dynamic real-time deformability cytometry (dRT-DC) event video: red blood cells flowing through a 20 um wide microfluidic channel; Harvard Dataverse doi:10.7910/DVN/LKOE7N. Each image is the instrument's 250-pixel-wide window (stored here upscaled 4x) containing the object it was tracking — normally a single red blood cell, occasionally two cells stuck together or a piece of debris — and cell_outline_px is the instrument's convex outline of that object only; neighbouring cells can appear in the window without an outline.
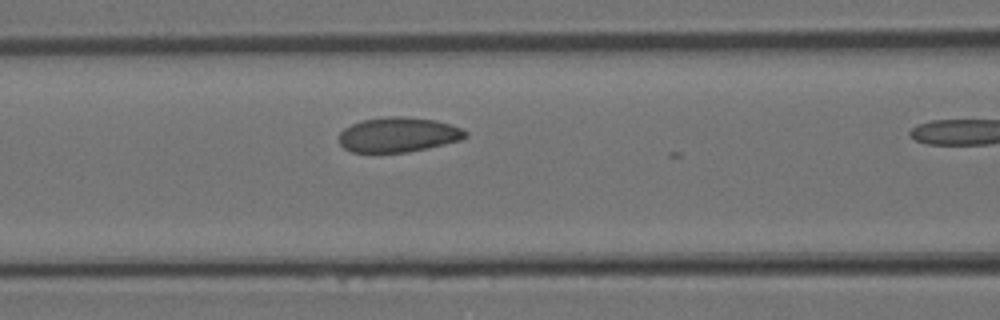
{"species": "Egyptian fruit bat (a non-hibernating species)", "species_latin": "Rousettus aegyptiacus", "temperature_condition": "room temperature", "stored_images_in_passage": 7, "camera_frame_rate_fps": 3000, "um_per_image_px": 0.085, "animal": {"sex": "female"}, "frame": {"image": 1, "passage_image": 6, "time_ms": 1.667, "image_size_px": [1000, 320], "cell_outline_px": [[468, 136], [460, 140], [428, 148], [408, 152], [352, 152], [344, 148], [340, 144], [340, 132], [344, 128], [360, 120], [384, 116], [400, 116], [436, 120], [464, 128], [468, 132]], "centroid_in_image_um": [33.87, 11.44], "position_along_channel_um": 132.7, "area_um2": 25.84}}